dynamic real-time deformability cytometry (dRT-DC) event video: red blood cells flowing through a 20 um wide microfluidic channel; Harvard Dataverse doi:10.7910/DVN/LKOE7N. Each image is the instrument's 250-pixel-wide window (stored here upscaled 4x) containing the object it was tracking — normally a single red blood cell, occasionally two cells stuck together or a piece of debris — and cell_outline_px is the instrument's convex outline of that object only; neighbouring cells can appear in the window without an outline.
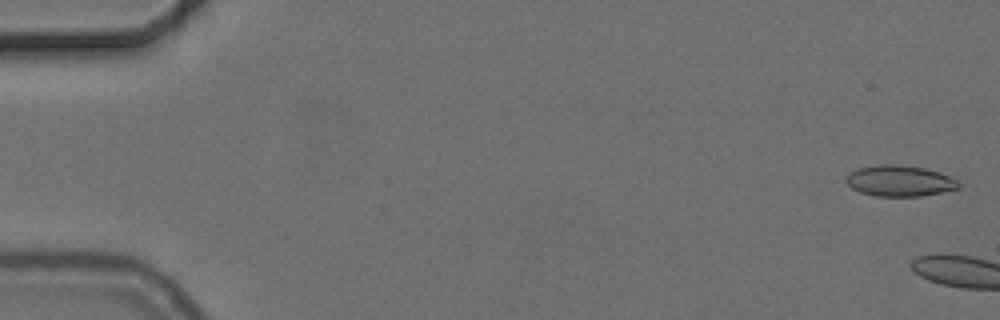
{"species": "common noctule bat (a hibernating species)", "species_latin": "Nyctalus noctula", "temperature_condition": "cold", "stored_images_in_passage": 14, "camera_frame_rate_fps": 3000, "um_per_image_px": 0.085, "animal": {"sex": "female", "body_mass_g": 24.6, "forearm_length_mm": 56.2}, "frame": {"image": 1, "passage_image": 2, "time_ms": 0.333, "image_size_px": [1000, 320], "cell_outline_px": [[960, 188], [920, 196], [876, 196], [860, 192], [852, 188], [844, 180], [852, 172], [860, 168], [880, 164], [896, 164], [924, 168], [940, 172], [956, 180], [960, 184]], "centroid_in_image_um": [76.48, 15.37], "position_along_channel_um": 8.5, "area_um2": 20.06}}